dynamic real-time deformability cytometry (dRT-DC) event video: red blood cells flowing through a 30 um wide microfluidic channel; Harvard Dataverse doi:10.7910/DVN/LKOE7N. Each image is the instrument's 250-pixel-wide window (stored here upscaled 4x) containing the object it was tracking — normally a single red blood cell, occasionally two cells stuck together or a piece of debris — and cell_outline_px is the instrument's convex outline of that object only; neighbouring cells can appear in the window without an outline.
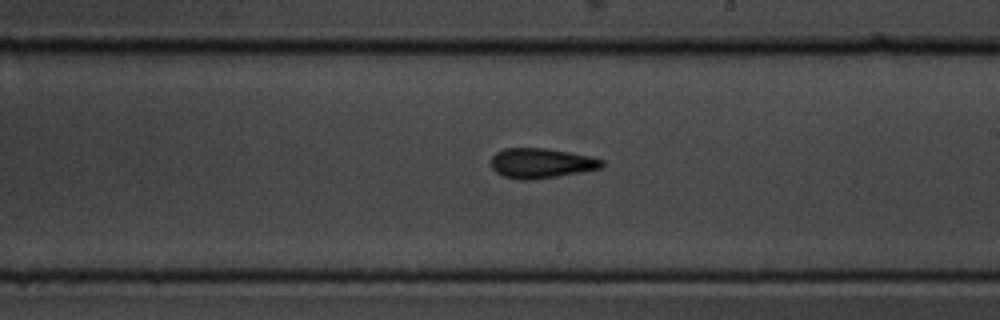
{"species": "common noctule bat (a hibernating species)", "species_latin": "Nyctalus noctula", "temperature_condition": "cold", "stored_images_in_passage": 11, "segment_of_instrument_passage": [2, 2], "camera_frame_rate_fps": 3000, "um_per_image_px": 0.085, "animal": {"sex": "male", "body_mass_g": 19.5, "forearm_length_mm": 54.6}, "frame": {"image": 1, "passage_image": 11, "time_ms": 11.333, "image_size_px": [1000, 320], "cell_outline_px": [[604, 168], [560, 176], [532, 180], [520, 180], [504, 176], [496, 172], [492, 168], [492, 156], [496, 152], [504, 148], [548, 148], [588, 156], [604, 160]], "centroid_in_image_um": [46.02, 13.88], "position_along_channel_um": 243.0, "area_um2": 19.48}}